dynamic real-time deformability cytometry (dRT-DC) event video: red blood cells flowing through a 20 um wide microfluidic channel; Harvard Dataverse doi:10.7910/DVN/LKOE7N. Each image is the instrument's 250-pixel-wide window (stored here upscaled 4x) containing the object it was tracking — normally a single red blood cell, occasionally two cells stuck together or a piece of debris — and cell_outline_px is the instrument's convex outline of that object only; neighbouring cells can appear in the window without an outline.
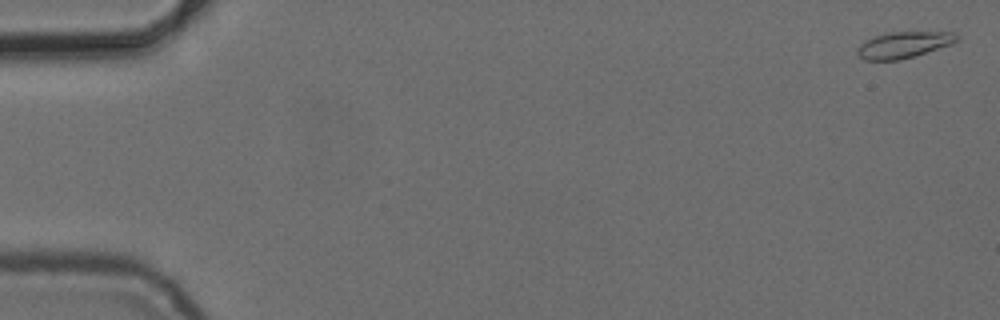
{"species": "common noctule bat (a hibernating species)", "species_latin": "Nyctalus noctula", "temperature_condition": "cold", "stored_images_in_passage": 2, "camera_frame_rate_fps": 3000, "um_per_image_px": 0.085, "animal": {"sex": "female", "body_mass_g": 24.6, "forearm_length_mm": 56.2}, "frame": {"image": 1, "passage_image": 1, "time_ms": 0.0, "image_size_px": [1000, 320], "cell_outline_px": [[956, 40], [952, 44], [900, 60], [864, 60], [856, 52], [856, 48], [860, 44], [876, 36], [888, 32], [956, 32]], "centroid_in_image_um": [76.78, 3.81], "position_along_channel_um": 8.2, "area_um2": 14.97}}